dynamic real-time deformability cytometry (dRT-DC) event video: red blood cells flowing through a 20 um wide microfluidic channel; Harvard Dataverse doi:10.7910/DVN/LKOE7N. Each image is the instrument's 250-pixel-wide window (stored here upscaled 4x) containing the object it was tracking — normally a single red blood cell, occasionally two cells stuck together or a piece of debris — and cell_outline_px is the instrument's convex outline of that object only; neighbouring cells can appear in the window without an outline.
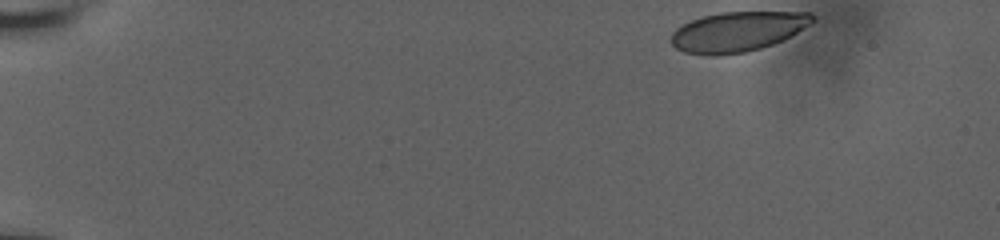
{"species": "human", "species_latin": "Homo sapiens", "temperature_condition": "room temperature", "stored_images_in_passage": 46, "camera_frame_rate_fps": 3000, "um_per_image_px": 0.085, "donor": {"sex": "male"}, "frame": {"image": 1, "passage_image": 1, "time_ms": 0.0, "image_size_px": [1000, 240], "cell_outline_px": [[816, 20], [796, 32], [772, 44], [760, 48], [744, 52], [684, 52], [676, 48], [672, 44], [672, 32], [676, 28], [692, 20], [704, 16], [720, 12], [812, 12], [816, 16]], "centroid_in_image_um": [62.75, 2.63], "position_along_channel_um": 22.2, "area_um2": 31.67}}
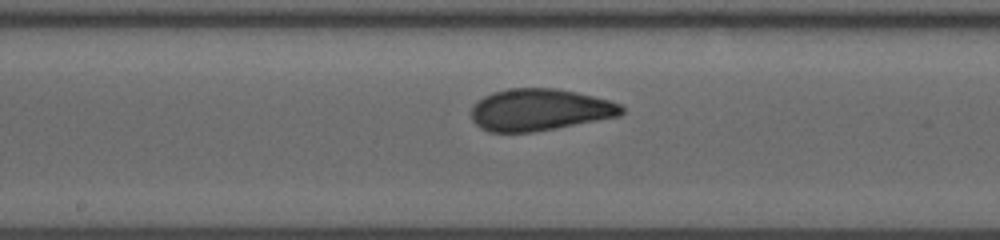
{"frame": {"image": 2, "passage_image": 26, "time_ms": 8.333, "image_size_px": [1000, 240], "cell_outline_px": [[624, 112], [620, 116], [532, 132], [488, 132], [480, 128], [472, 120], [472, 104], [484, 96], [492, 92], [508, 88], [556, 88], [576, 92], [612, 100], [620, 104], [624, 108]], "centroid_in_image_um": [45.86, 9.32], "position_along_channel_um": 202.3, "area_um2": 36.82}}
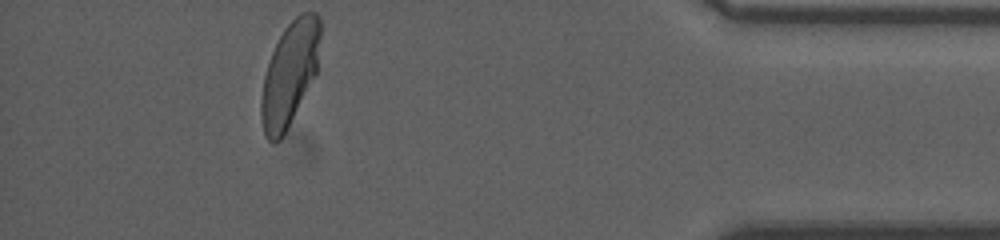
{"frame": {"image": 3, "passage_image": 46, "time_ms": 15.0, "image_size_px": [1000, 240], "cell_outline_px": [[320, 36], [316, 72], [280, 140], [268, 140], [264, 132], [260, 116], [260, 100], [264, 76], [272, 52], [284, 28], [300, 12], [316, 12], [320, 16]], "centroid_in_image_um": [24.6, 6.21], "position_along_channel_um": 410.6, "area_um2": 34.97}, "authors_computed_cell_mechanics": {"area_um2": 36.0094, "velocity_mm_per_s": 3.7824, "shape_relaxation_time_tau1_ms": 8.6847, "shape_relaxation_time_tau2_ms": null, "deformation_change_tau1": 0.2056, "deformation_change_tau2": null}}